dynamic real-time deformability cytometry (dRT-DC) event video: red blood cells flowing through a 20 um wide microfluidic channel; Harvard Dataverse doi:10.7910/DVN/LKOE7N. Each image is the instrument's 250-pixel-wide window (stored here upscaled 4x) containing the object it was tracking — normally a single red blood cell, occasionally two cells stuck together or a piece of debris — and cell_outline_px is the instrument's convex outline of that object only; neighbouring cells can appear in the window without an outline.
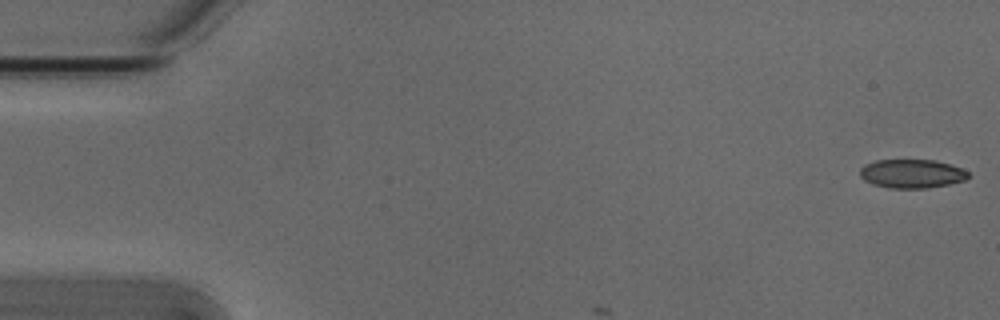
{"species": "Egyptian fruit bat (a non-hibernating species)", "species_latin": "Rousettus aegyptiacus", "temperature_condition": "cold", "stored_images_in_passage": 2, "camera_frame_rate_fps": 3000, "um_per_image_px": 0.085, "animal": {"sex": "male"}, "frame": {"image": 1, "passage_image": 1, "time_ms": 0.0, "image_size_px": [1000, 320], "cell_outline_px": [[968, 176], [964, 180], [948, 184], [928, 188], [888, 188], [872, 184], [864, 180], [860, 176], [860, 168], [864, 164], [876, 160], [936, 160], [960, 168], [968, 172]], "centroid_in_image_um": [77.45, 14.76], "position_along_channel_um": 7.6, "area_um2": 18.09}}